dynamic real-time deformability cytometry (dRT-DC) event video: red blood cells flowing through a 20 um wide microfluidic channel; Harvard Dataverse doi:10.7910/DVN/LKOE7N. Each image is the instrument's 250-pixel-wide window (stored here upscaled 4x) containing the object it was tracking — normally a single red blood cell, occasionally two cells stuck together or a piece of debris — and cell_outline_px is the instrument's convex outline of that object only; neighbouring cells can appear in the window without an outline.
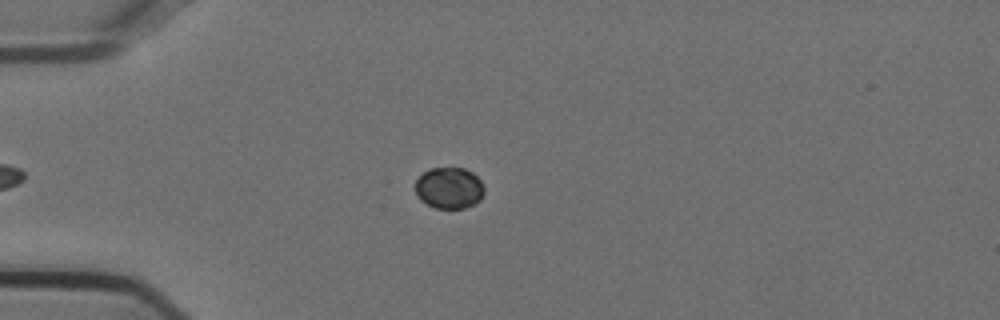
{"species": "Egyptian fruit bat (a non-hibernating species)", "species_latin": "Rousettus aegyptiacus", "temperature_condition": "cold", "stored_images_in_passage": 46, "camera_frame_rate_fps": 3000, "um_per_image_px": 0.085, "animal": {"sex": "female"}, "frame": {"image": 1, "passage_image": 7, "time_ms": 2.0, "image_size_px": [1000, 320], "cell_outline_px": [[484, 192], [480, 200], [464, 208], [436, 208], [420, 200], [416, 192], [416, 180], [424, 172], [432, 168], [464, 168], [472, 172], [480, 180], [484, 188]], "centroid_in_image_um": [38.18, 15.97], "position_along_channel_um": 46.8, "area_um2": 16.42}}
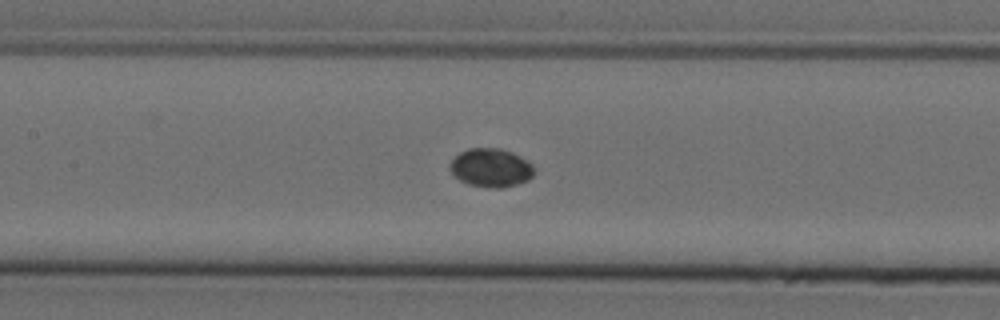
{"frame": {"image": 2, "passage_image": 18, "time_ms": 5.667, "image_size_px": [1000, 320], "cell_outline_px": [[532, 176], [528, 180], [516, 184], [500, 188], [492, 188], [468, 184], [460, 180], [448, 168], [448, 164], [460, 152], [468, 148], [500, 148], [512, 152], [528, 160], [532, 164]], "centroid_in_image_um": [41.71, 14.25], "position_along_channel_um": 165.7, "area_um2": 18.84}}
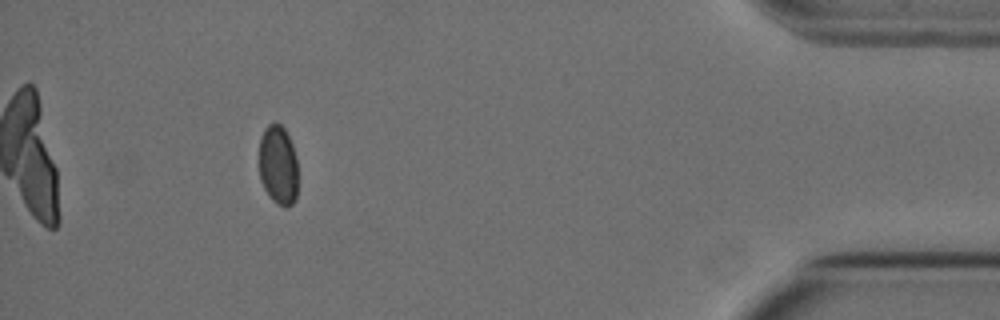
{"frame": {"image": 3, "passage_image": 42, "time_ms": 13.667, "image_size_px": [1000, 320], "cell_outline_px": [[296, 200], [288, 208], [284, 208], [276, 204], [272, 200], [264, 188], [260, 180], [260, 136], [264, 128], [268, 124], [280, 124], [284, 128], [292, 144], [296, 156]], "centroid_in_image_um": [23.64, 14.06], "position_along_channel_um": 411.6, "area_um2": 18.03}}